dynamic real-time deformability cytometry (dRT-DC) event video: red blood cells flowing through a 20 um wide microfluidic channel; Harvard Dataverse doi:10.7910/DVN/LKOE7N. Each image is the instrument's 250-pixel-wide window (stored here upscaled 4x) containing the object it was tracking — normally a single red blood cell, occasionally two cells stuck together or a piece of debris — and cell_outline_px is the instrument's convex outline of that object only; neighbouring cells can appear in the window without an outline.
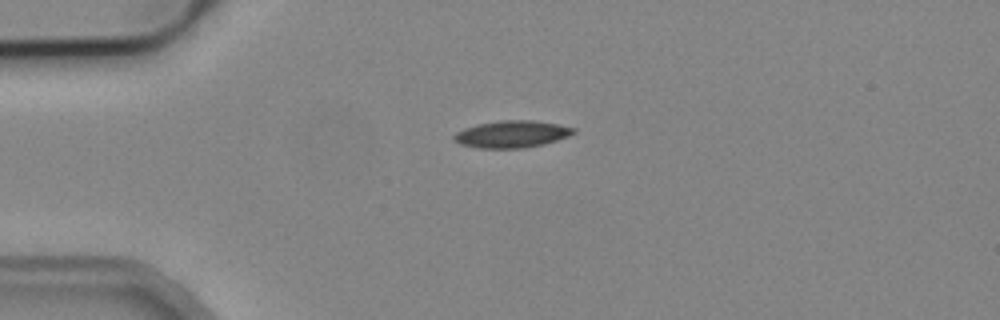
{"species": "common noctule bat (a hibernating species)", "species_latin": "Nyctalus noctula", "temperature_condition": "cold", "stored_images_in_passage": 7, "camera_frame_rate_fps": 3000, "um_per_image_px": 0.085, "animal": {"sex": "male", "body_mass_g": 19.2, "forearm_length_mm": 51.8}, "frame": {"image": 1, "passage_image": 1, "time_ms": 0.0, "image_size_px": [1000, 320], "cell_outline_px": [[576, 132], [568, 136], [544, 144], [524, 148], [476, 148], [460, 144], [452, 136], [456, 132], [464, 128], [476, 124], [500, 120], [536, 120], [576, 128]], "centroid_in_image_um": [43.49, 11.39], "position_along_channel_um": 41.5, "area_um2": 18.9}}
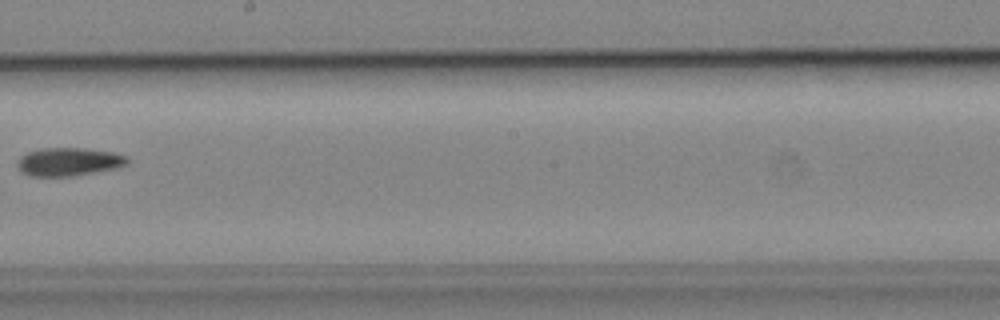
{"frame": {"image": 2, "passage_image": 6, "time_ms": 6.0, "image_size_px": [1000, 320], "cell_outline_px": [[128, 164], [112, 168], [72, 176], [32, 176], [20, 172], [16, 168], [16, 160], [20, 156], [28, 152], [40, 148], [84, 148], [112, 152], [128, 156]], "centroid_in_image_um": [5.76, 13.74], "position_along_channel_um": 242.4, "area_um2": 18.09}}
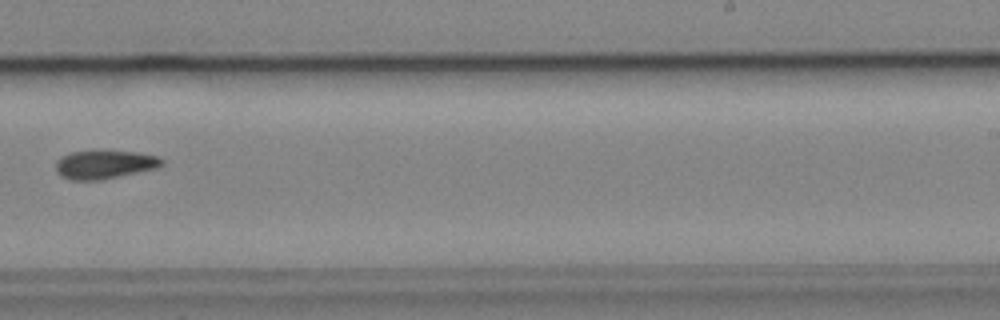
{"frame": {"image": 3, "passage_image": 7, "time_ms": 7.0, "image_size_px": [1000, 320], "cell_outline_px": [[164, 164], [160, 168], [100, 180], [72, 180], [60, 176], [56, 172], [56, 160], [60, 156], [72, 152], [136, 152], [160, 156], [164, 160]], "centroid_in_image_um": [8.92, 14.0], "position_along_channel_um": 280.1, "area_um2": 17.63}}